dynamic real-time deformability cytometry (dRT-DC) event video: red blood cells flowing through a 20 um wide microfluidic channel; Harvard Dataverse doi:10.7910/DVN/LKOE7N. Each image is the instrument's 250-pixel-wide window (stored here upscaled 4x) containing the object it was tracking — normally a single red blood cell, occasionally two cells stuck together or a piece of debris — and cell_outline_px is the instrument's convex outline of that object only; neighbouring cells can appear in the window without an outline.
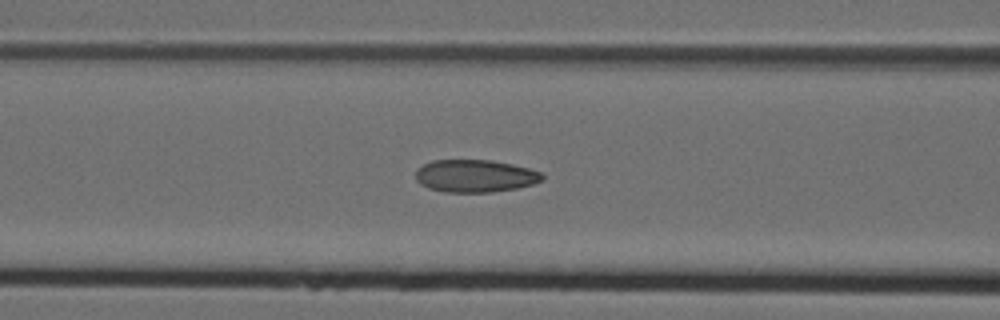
{"species": "Egyptian fruit bat (a non-hibernating species)", "species_latin": "Rousettus aegyptiacus", "temperature_condition": "cold", "stored_images_in_passage": 4, "camera_frame_rate_fps": 3000, "um_per_image_px": 0.085, "animal": {"sex": "female"}, "frame": {"image": 1, "passage_image": 4, "time_ms": 1.0, "image_size_px": [1000, 320], "cell_outline_px": [[544, 180], [532, 184], [516, 188], [492, 192], [444, 192], [428, 188], [420, 184], [416, 180], [416, 168], [432, 160], [492, 160], [512, 164], [528, 168], [540, 172], [544, 176]], "centroid_in_image_um": [40.36, 14.95], "position_along_channel_um": 126.2, "area_um2": 24.1}}